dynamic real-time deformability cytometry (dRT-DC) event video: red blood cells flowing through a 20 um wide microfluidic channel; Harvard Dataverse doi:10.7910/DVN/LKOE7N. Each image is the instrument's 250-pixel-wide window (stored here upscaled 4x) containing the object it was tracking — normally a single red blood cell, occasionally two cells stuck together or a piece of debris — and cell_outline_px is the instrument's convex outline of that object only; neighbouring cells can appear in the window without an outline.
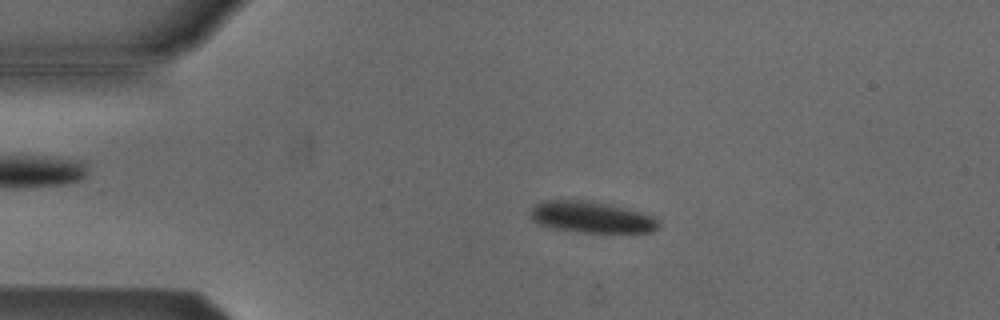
{"species": "Egyptian fruit bat (a non-hibernating species)", "species_latin": "Rousettus aegyptiacus", "temperature_condition": "cold", "stored_images_in_passage": 4, "camera_frame_rate_fps": 3000, "um_per_image_px": 0.085, "animal": {"sex": "male"}, "frame": {"image": 1, "passage_image": 3, "time_ms": 0.667, "image_size_px": [1000, 320], "cell_outline_px": [[660, 228], [652, 232], [580, 232], [556, 228], [536, 224], [528, 216], [528, 212], [536, 204], [544, 200], [576, 200], [612, 204], [628, 208], [652, 216], [660, 224]], "centroid_in_image_um": [50.24, 18.45], "position_along_channel_um": 34.8, "area_um2": 23.47}}